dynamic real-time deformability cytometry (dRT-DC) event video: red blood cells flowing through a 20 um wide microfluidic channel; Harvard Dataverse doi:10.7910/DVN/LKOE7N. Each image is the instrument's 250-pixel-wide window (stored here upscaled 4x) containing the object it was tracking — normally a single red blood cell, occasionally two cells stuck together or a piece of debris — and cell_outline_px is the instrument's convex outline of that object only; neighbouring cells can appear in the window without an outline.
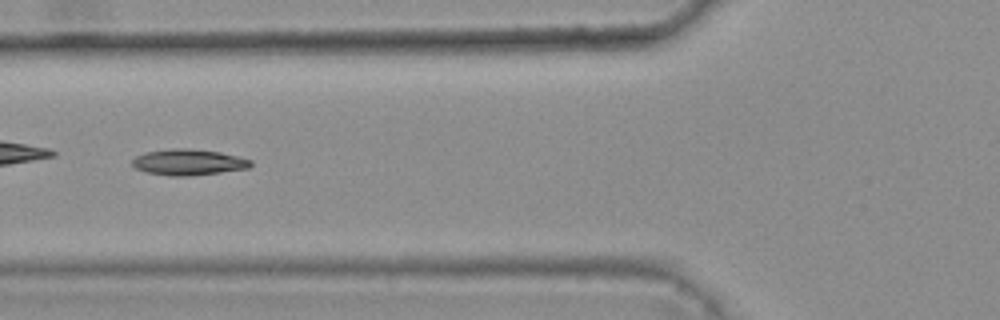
{"species": "common noctule bat (a hibernating species)", "species_latin": "Nyctalus noctula", "temperature_condition": "warm", "stored_images_in_passage": 7, "camera_frame_rate_fps": 3000, "um_per_image_px": 0.085, "animal": {"sex": "female", "body_mass_g": 25.1}, "frame": {"image": 1, "passage_image": 6, "time_ms": 1.667, "image_size_px": [1000, 320], "cell_outline_px": [[252, 164], [248, 168], [192, 176], [172, 176], [148, 172], [136, 168], [132, 164], [132, 160], [136, 156], [148, 152], [172, 148], [188, 148], [220, 152], [252, 160]], "centroid_in_image_um": [16.03, 13.78], "position_along_channel_um": 109.8, "area_um2": 17.74}}
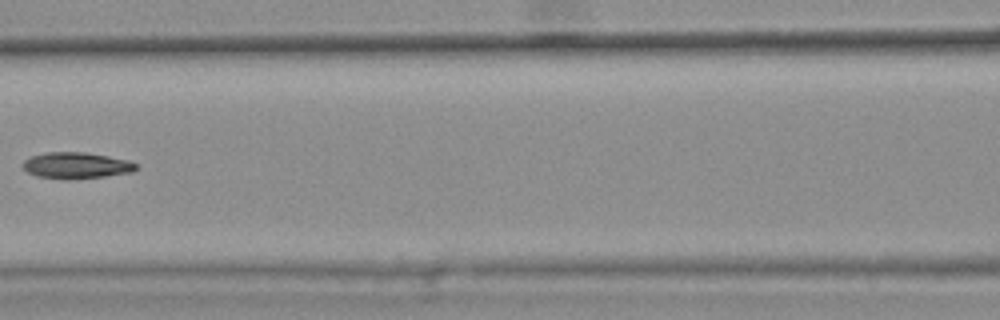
{"frame": {"image": 2, "passage_image": 7, "time_ms": 2.0, "image_size_px": [1000, 320], "cell_outline_px": [[136, 168], [132, 172], [104, 176], [72, 180], [64, 180], [36, 176], [28, 172], [24, 168], [24, 160], [32, 156], [48, 152], [84, 152], [108, 156], [128, 160], [136, 164]], "centroid_in_image_um": [6.47, 14.07], "position_along_channel_um": 160.1, "area_um2": 17.28}}